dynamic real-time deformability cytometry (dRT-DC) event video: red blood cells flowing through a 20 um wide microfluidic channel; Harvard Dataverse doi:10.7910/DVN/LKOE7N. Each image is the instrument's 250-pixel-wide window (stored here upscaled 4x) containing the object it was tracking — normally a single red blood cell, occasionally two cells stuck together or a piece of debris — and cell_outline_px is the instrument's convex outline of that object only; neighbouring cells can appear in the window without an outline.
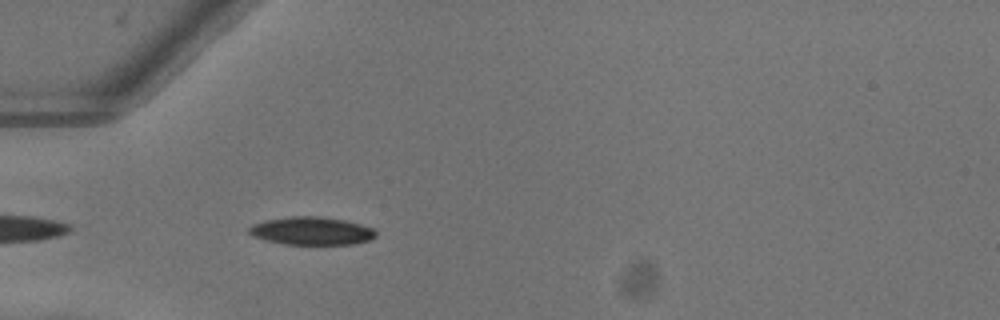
{"species": "common noctule bat (a hibernating species)", "species_latin": "Nyctalus noctula", "temperature_condition": "warm", "stored_images_in_passage": 37, "camera_frame_rate_fps": 3000, "um_per_image_px": 0.085, "animal": {"sex": "female"}, "frame": {"image": 1, "passage_image": 2, "time_ms": 0.333, "image_size_px": [1000, 320], "cell_outline_px": [[376, 236], [368, 240], [352, 244], [284, 244], [252, 236], [248, 232], [248, 228], [252, 224], [268, 220], [292, 216], [320, 216], [344, 220], [360, 224], [372, 228], [376, 232]], "centroid_in_image_um": [26.47, 19.62], "position_along_channel_um": 58.5, "area_um2": 20.46}}
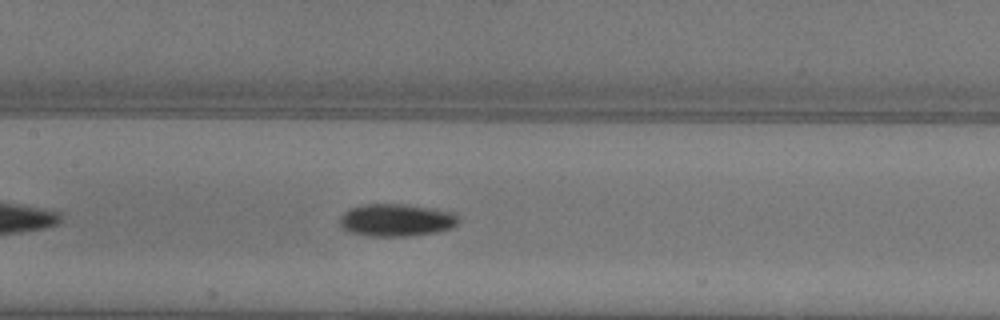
{"frame": {"image": 2, "passage_image": 11, "time_ms": 3.333, "image_size_px": [1000, 320], "cell_outline_px": [[460, 220], [452, 228], [436, 232], [408, 236], [372, 236], [348, 232], [340, 228], [340, 216], [348, 208], [360, 204], [408, 204], [456, 212]], "centroid_in_image_um": [33.68, 18.69], "position_along_channel_um": 173.7, "area_um2": 22.89}}
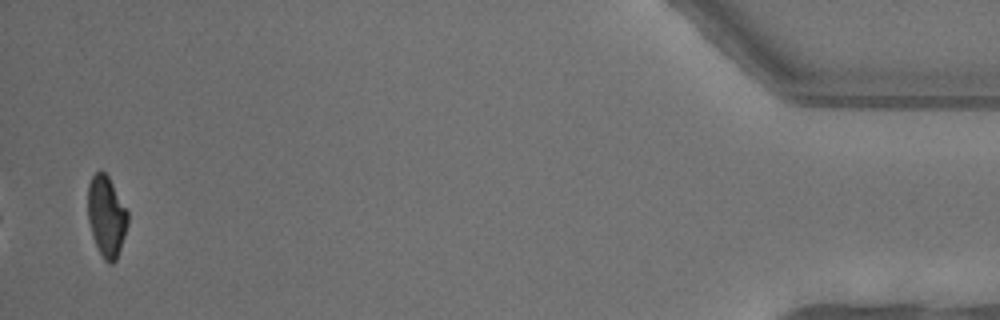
{"frame": {"image": 3, "passage_image": 36, "time_ms": 11.667, "image_size_px": [1000, 320], "cell_outline_px": [[128, 224], [116, 260], [112, 264], [108, 264], [104, 260], [92, 236], [88, 220], [88, 184], [92, 176], [96, 172], [104, 172], [108, 176], [128, 212]], "centroid_in_image_um": [9.04, 18.4], "position_along_channel_um": 426.2, "area_um2": 18.61}, "authors_computed_cell_mechanics": {"area_um2": 20.8658, "velocity_mm_per_s": 4.0557, "shape_relaxation_time_tau1_ms": 3.307, "shape_relaxation_time_tau2_ms": null, "deformation_change_tau1": 0.1495, "deformation_change_tau2": null}}